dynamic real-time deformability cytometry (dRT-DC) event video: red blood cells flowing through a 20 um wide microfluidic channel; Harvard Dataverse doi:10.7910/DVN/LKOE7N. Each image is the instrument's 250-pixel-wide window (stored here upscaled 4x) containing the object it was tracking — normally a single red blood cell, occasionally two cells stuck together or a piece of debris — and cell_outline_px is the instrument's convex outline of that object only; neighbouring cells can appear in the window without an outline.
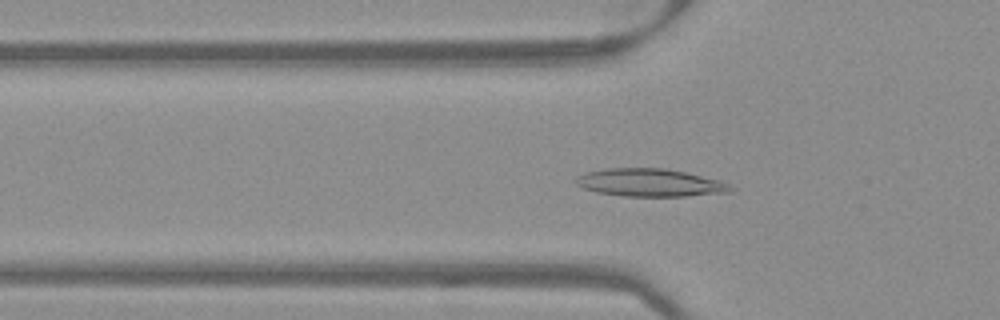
{"species": "Egyptian fruit bat (a non-hibernating species)", "species_latin": "Rousettus aegyptiacus", "temperature_condition": "warm", "stored_images_in_passage": 51, "camera_frame_rate_fps": 3000, "um_per_image_px": 0.085, "frame": {"image": 1, "passage_image": 17, "time_ms": 5.333, "image_size_px": [1000, 320], "cell_outline_px": [[732, 192], [688, 196], [624, 196], [596, 192], [584, 188], [576, 184], [576, 176], [588, 172], [604, 168], [668, 168], [720, 180], [728, 184], [732, 188]], "centroid_in_image_um": [55.26, 15.52], "position_along_channel_um": 70.5, "area_um2": 25.09}}
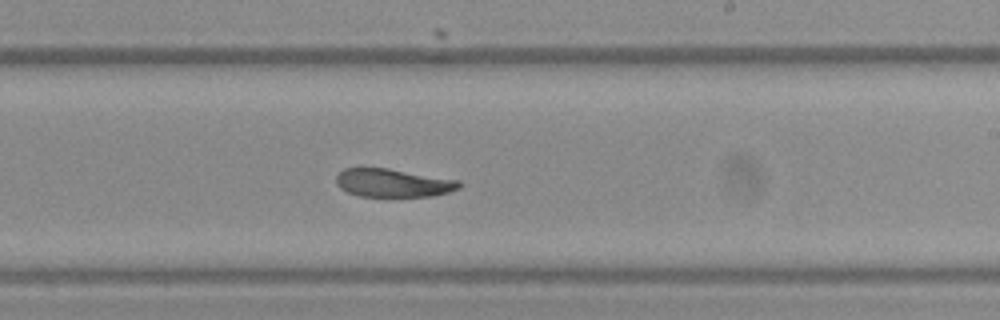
{"frame": {"image": 2, "passage_image": 31, "time_ms": 10.0, "image_size_px": [1000, 320], "cell_outline_px": [[464, 184], [460, 188], [448, 192], [432, 196], [360, 196], [348, 192], [340, 188], [336, 184], [336, 176], [344, 168], [388, 168], [460, 180]], "centroid_in_image_um": [33.44, 15.54], "position_along_channel_um": 255.6, "area_um2": 20.29}}
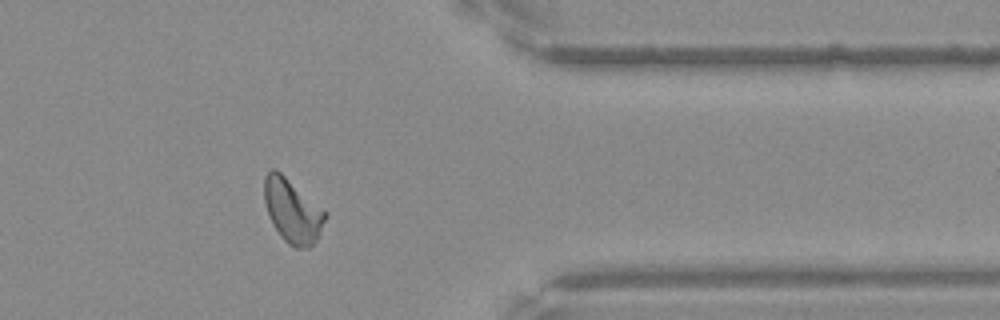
{"frame": {"image": 3, "passage_image": 42, "time_ms": 13.667, "image_size_px": [1000, 320], "cell_outline_px": [[328, 216], [316, 240], [308, 248], [296, 248], [288, 244], [280, 236], [272, 224], [268, 216], [264, 200], [264, 176], [272, 168], [276, 168], [324, 208], [328, 212]], "centroid_in_image_um": [24.86, 17.91], "position_along_channel_um": 386.5, "area_um2": 23.06}}